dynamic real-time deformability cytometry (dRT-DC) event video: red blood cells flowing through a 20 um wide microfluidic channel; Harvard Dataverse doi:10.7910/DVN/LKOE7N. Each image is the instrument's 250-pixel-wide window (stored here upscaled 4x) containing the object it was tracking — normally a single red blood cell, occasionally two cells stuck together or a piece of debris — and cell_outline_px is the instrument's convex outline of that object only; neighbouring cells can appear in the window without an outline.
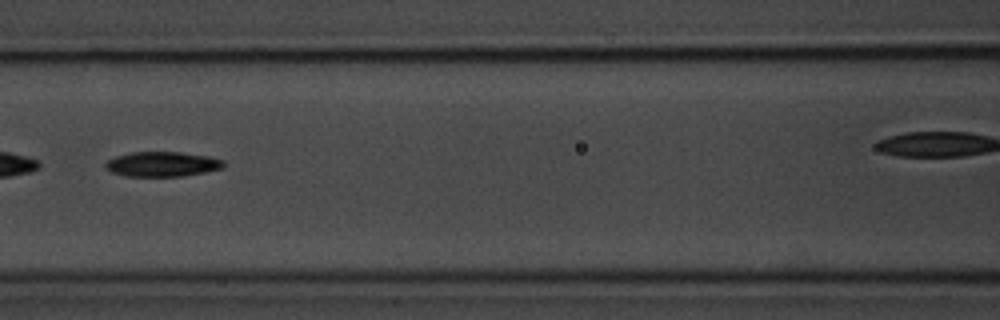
{"species": "common noctule bat (a hibernating species)", "species_latin": "Nyctalus noctula", "temperature_condition": "room temperature", "stored_images_in_passage": 31, "camera_frame_rate_fps": 3000, "um_per_image_px": 0.085, "animal": {"sex": "male", "body_mass_g": 20.1, "forearm_length_mm": 53.5}, "frame": {"image": 1, "passage_image": 10, "time_ms": 3.0, "image_size_px": [1000, 320], "cell_outline_px": [[224, 168], [184, 176], [124, 176], [112, 172], [104, 168], [104, 164], [108, 160], [116, 156], [132, 152], [180, 152], [208, 156], [224, 160]], "centroid_in_image_um": [13.78, 13.95], "position_along_channel_um": 152.8, "area_um2": 17.17}}